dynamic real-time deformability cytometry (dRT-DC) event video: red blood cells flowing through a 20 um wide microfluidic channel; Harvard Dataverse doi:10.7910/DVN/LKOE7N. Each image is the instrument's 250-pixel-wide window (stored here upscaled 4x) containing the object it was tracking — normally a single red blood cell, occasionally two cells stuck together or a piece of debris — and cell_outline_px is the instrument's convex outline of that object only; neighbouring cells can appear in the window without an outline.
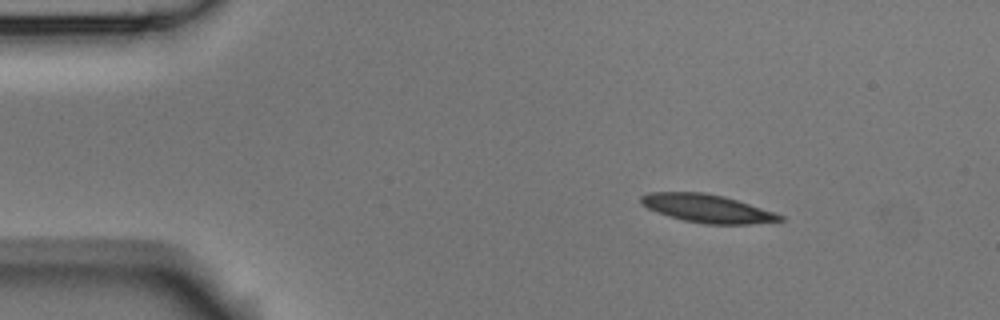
{"species": "Egyptian fruit bat (a non-hibernating species)", "species_latin": "Rousettus aegyptiacus", "temperature_condition": "room temperature", "stored_images_in_passage": 4, "segment_of_instrument_passage": [1, 2], "camera_frame_rate_fps": 3000, "um_per_image_px": 0.085, "animal": {"sex": "male"}, "frame": {"image": 1, "passage_image": 2, "time_ms": 0.333, "image_size_px": [1000, 320], "cell_outline_px": [[784, 220], [748, 224], [704, 224], [684, 220], [668, 216], [656, 212], [648, 208], [640, 200], [640, 196], [648, 192], [704, 192], [724, 196], [784, 216]], "centroid_in_image_um": [60.07, 17.71], "position_along_channel_um": 24.9, "area_um2": 22.48}}